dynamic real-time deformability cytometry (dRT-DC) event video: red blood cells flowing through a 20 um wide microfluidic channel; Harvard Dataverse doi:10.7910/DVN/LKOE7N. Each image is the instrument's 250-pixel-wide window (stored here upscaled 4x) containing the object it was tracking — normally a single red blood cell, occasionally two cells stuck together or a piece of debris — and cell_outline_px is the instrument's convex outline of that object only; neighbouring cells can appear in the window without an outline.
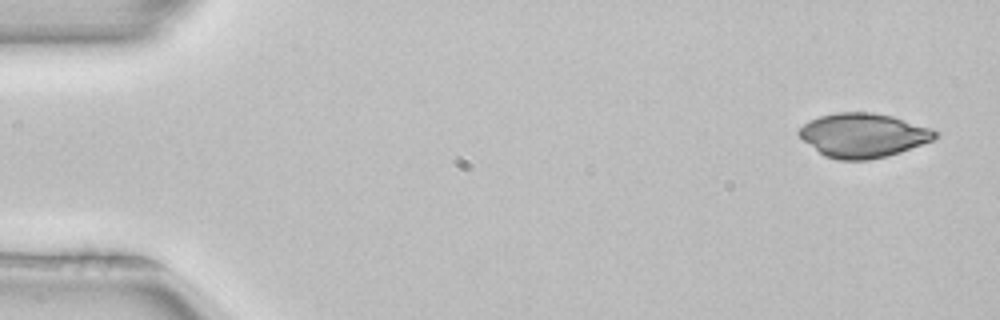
{"species": "common noctule bat (a hibernating species)", "species_latin": "Nyctalus noctula", "temperature_condition": "room temperature", "stored_images_in_passage": 4, "camera_frame_rate_fps": 3000, "um_per_image_px": 0.085, "animal": {"sex": "female", "body_mass_g": 22.7, "forearm_length_mm": 54.2}, "frame": {"image": 1, "passage_image": 1, "time_ms": 0.0, "image_size_px": [1000, 320], "cell_outline_px": [[940, 136], [932, 140], [900, 152], [888, 156], [868, 160], [836, 160], [824, 156], [804, 140], [796, 132], [808, 120], [820, 116], [836, 112], [872, 112], [892, 116], [932, 128], [940, 132]], "centroid_in_image_um": [73.39, 11.5], "position_along_channel_um": 11.6, "area_um2": 35.14}}